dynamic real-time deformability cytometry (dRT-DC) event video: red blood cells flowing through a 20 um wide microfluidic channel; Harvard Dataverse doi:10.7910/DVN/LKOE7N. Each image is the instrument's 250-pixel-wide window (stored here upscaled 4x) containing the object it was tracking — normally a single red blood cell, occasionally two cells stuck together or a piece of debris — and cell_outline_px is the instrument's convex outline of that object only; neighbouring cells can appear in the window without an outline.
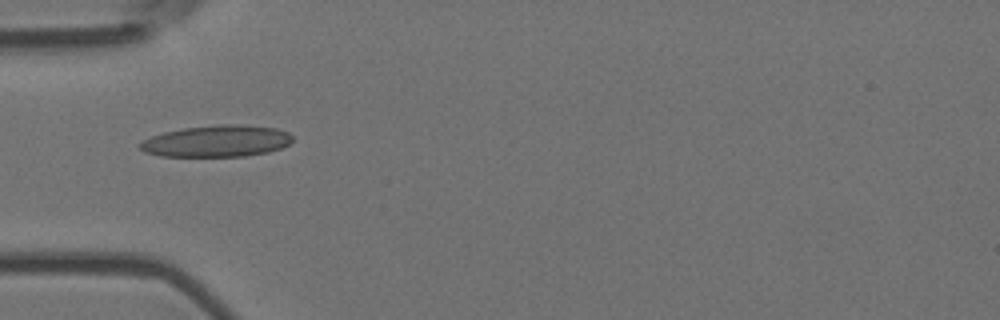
{"species": "Egyptian fruit bat (a non-hibernating species)", "species_latin": "Rousettus aegyptiacus", "temperature_condition": "room temperature", "stored_images_in_passage": 4, "camera_frame_rate_fps": 3000, "um_per_image_px": 0.085, "animal": {"sex": "female"}, "frame": {"image": 1, "passage_image": 1, "time_ms": 0.0, "image_size_px": [1000, 320], "cell_outline_px": [[292, 140], [288, 144], [280, 148], [268, 152], [244, 156], [160, 156], [144, 152], [136, 144], [152, 136], [164, 132], [184, 128], [220, 124], [236, 124], [276, 128], [288, 132], [292, 136]], "centroid_in_image_um": [18.4, 11.99], "position_along_channel_um": 66.6, "area_um2": 28.03}}
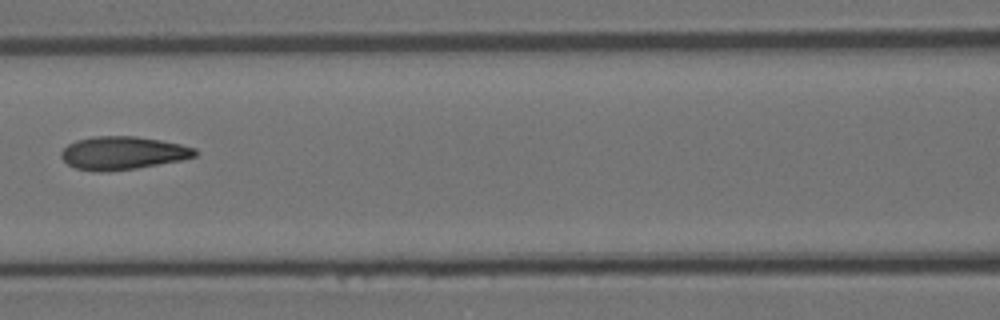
{"frame": {"image": 2, "passage_image": 3, "time_ms": 0.667, "image_size_px": [1000, 320], "cell_outline_px": [[196, 156], [180, 160], [136, 168], [108, 172], [100, 172], [76, 168], [68, 164], [60, 156], [60, 152], [68, 144], [76, 140], [92, 136], [136, 136], [160, 140], [180, 144], [196, 148]], "centroid_in_image_um": [10.41, 13.0], "position_along_channel_um": 156.2, "area_um2": 25.78}}
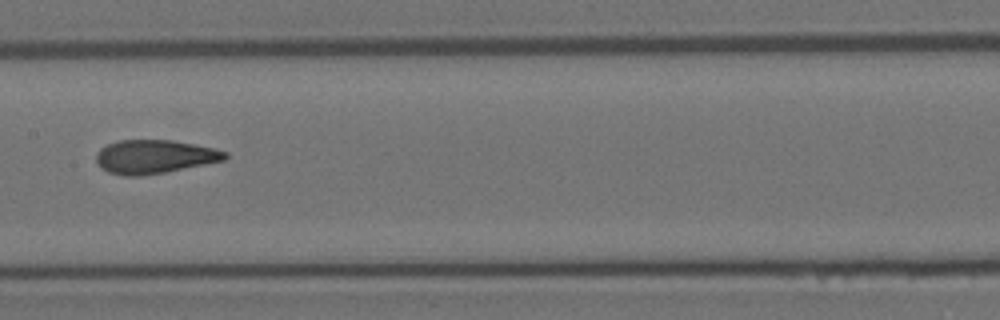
{"frame": {"image": 3, "passage_image": 4, "time_ms": 1.0, "image_size_px": [1000, 320], "cell_outline_px": [[228, 156], [224, 160], [164, 172], [140, 176], [124, 176], [108, 172], [96, 160], [96, 152], [100, 148], [108, 144], [120, 140], [172, 140], [216, 148], [228, 152]], "centroid_in_image_um": [13.14, 13.31], "position_along_channel_um": 194.3, "area_um2": 25.09}}